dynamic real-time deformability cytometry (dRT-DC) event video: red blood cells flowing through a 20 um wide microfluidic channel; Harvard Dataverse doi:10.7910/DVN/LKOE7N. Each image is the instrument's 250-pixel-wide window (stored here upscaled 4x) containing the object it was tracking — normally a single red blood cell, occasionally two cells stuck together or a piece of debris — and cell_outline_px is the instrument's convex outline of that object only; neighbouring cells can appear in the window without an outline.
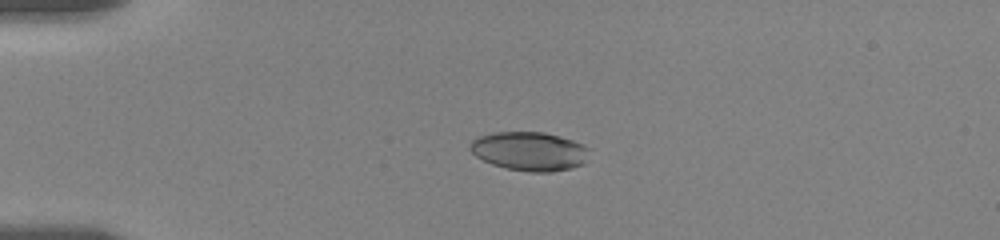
{"species": "human", "species_latin": "Homo sapiens", "temperature_condition": "room temperature", "stored_images_in_passage": 2, "camera_frame_rate_fps": 3000, "um_per_image_px": 0.085, "donor": {"sex": "female"}, "frame": {"image": 1, "passage_image": 1, "time_ms": 0.0, "image_size_px": [1000, 240], "cell_outline_px": [[592, 148], [584, 164], [572, 168], [552, 172], [528, 172], [508, 168], [492, 164], [476, 156], [468, 148], [468, 144], [476, 136], [492, 132], [544, 132], [560, 136], [584, 144]], "centroid_in_image_um": [45.03, 12.85], "position_along_channel_um": 40.0, "area_um2": 27.46}}